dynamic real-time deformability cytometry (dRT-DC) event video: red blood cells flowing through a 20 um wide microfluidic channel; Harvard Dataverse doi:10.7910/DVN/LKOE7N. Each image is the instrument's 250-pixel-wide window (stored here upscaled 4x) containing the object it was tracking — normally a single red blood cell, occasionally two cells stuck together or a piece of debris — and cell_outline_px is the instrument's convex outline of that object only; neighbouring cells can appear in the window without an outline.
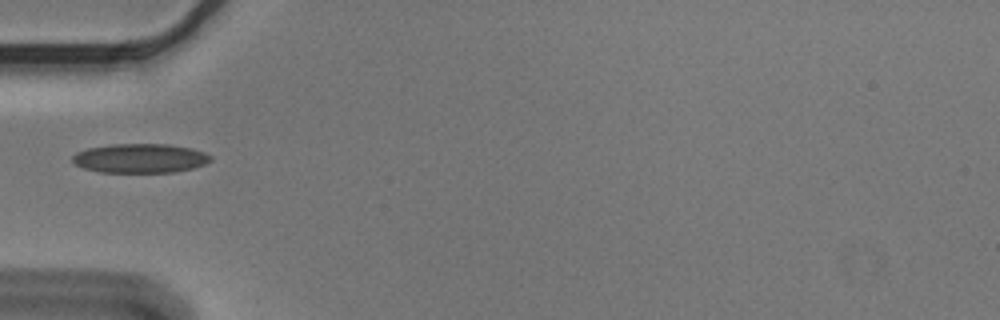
{"species": "Egyptian fruit bat (a non-hibernating species)", "species_latin": "Rousettus aegyptiacus", "temperature_condition": "cold", "stored_images_in_passage": 7, "camera_frame_rate_fps": 3000, "um_per_image_px": 0.085, "animal": {"sex": "male"}, "frame": {"image": 1, "passage_image": 6, "time_ms": 1.667, "image_size_px": [1000, 320], "cell_outline_px": [[212, 160], [204, 164], [192, 168], [172, 172], [100, 172], [84, 168], [76, 164], [72, 160], [72, 156], [76, 152], [88, 148], [112, 144], [168, 144], [192, 148], [204, 152], [212, 156]], "centroid_in_image_um": [11.92, 13.44], "position_along_channel_um": 73.1, "area_um2": 23.47}}